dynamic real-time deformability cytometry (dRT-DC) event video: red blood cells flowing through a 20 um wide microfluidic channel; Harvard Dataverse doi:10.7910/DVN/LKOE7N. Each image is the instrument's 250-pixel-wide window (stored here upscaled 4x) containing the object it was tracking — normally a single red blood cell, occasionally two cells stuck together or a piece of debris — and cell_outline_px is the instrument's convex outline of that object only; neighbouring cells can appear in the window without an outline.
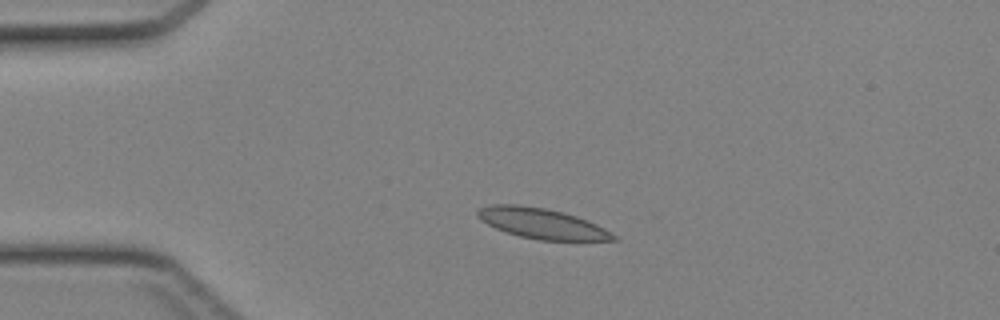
{"species": "Egyptian fruit bat (a non-hibernating species)", "species_latin": "Rousettus aegyptiacus", "temperature_condition": "cold", "stored_images_in_passage": 36, "camera_frame_rate_fps": 3000, "um_per_image_px": 0.085, "animal": {"sex": "female"}, "frame": {"image": 1, "passage_image": 1, "time_ms": 0.0, "image_size_px": [1000, 320], "cell_outline_px": [[620, 240], [540, 240], [520, 236], [504, 232], [480, 220], [476, 216], [476, 212], [480, 208], [492, 204], [516, 204], [544, 208], [564, 212], [588, 220], [604, 228], [616, 236]], "centroid_in_image_um": [46.03, 18.99], "position_along_channel_um": 39.0, "area_um2": 23.99}}
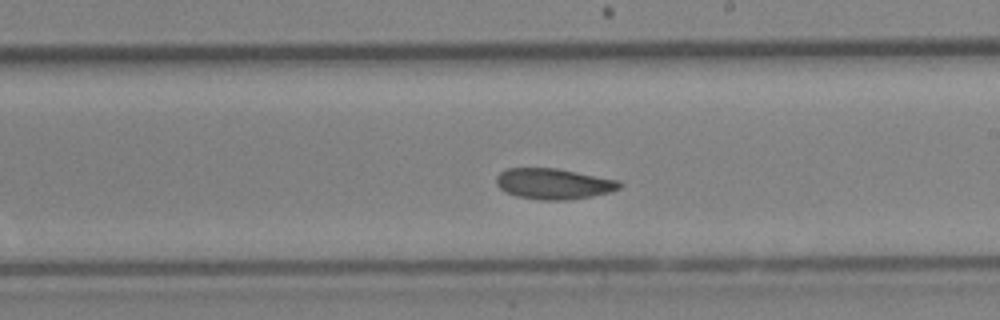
{"frame": {"image": 2, "passage_image": 17, "time_ms": 5.333, "image_size_px": [1000, 320], "cell_outline_px": [[624, 184], [620, 188], [612, 192], [592, 196], [568, 200], [540, 200], [516, 196], [500, 188], [496, 184], [496, 176], [500, 172], [508, 168], [556, 168], [620, 180]], "centroid_in_image_um": [47.1, 15.62], "position_along_channel_um": 241.9, "area_um2": 22.25}}
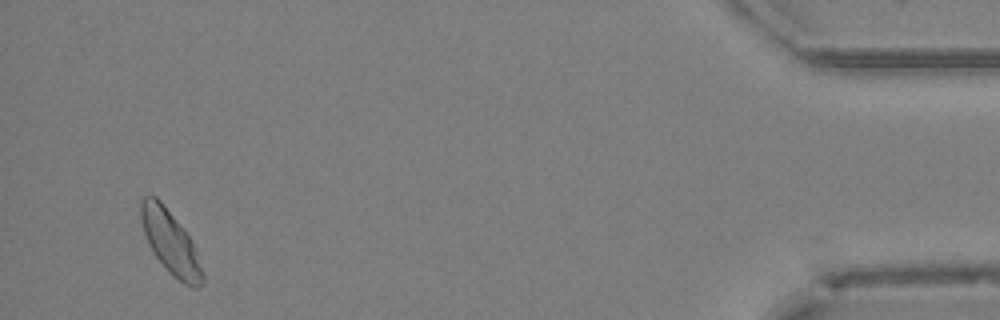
{"frame": {"image": 3, "passage_image": 34, "time_ms": 11.0, "image_size_px": [1000, 320], "cell_outline_px": [[204, 280], [196, 288], [192, 288], [184, 284], [156, 256], [148, 244], [144, 232], [140, 216], [140, 200], [144, 196], [156, 196], [160, 200], [192, 240], [204, 276]], "centroid_in_image_um": [14.48, 20.56], "position_along_channel_um": 420.7, "area_um2": 22.02}}